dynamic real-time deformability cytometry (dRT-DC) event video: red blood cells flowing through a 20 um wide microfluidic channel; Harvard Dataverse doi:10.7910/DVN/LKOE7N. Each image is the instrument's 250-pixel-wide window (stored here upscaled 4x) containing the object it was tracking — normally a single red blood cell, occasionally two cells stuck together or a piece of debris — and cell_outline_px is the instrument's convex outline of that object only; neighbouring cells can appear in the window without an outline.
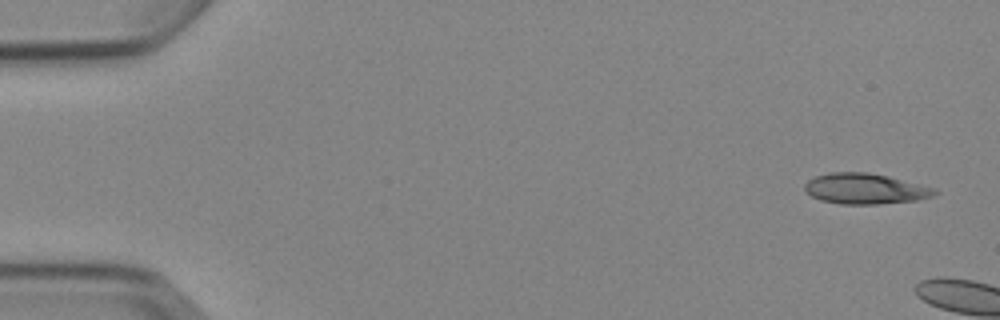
{"species": "Egyptian fruit bat (a non-hibernating species)", "species_latin": "Rousettus aegyptiacus", "temperature_condition": "cold", "stored_images_in_passage": 2, "camera_frame_rate_fps": 3000, "um_per_image_px": 0.085, "animal": {"sex": "female"}, "frame": {"image": 1, "passage_image": 1, "time_ms": 0.0, "image_size_px": [1000, 320], "cell_outline_px": [[940, 192], [932, 196], [916, 200], [876, 204], [840, 204], [820, 200], [812, 196], [804, 188], [804, 184], [808, 180], [816, 176], [828, 172], [868, 172], [888, 176], [936, 188]], "centroid_in_image_um": [73.54, 16.03], "position_along_channel_um": 11.5, "area_um2": 23.18}}